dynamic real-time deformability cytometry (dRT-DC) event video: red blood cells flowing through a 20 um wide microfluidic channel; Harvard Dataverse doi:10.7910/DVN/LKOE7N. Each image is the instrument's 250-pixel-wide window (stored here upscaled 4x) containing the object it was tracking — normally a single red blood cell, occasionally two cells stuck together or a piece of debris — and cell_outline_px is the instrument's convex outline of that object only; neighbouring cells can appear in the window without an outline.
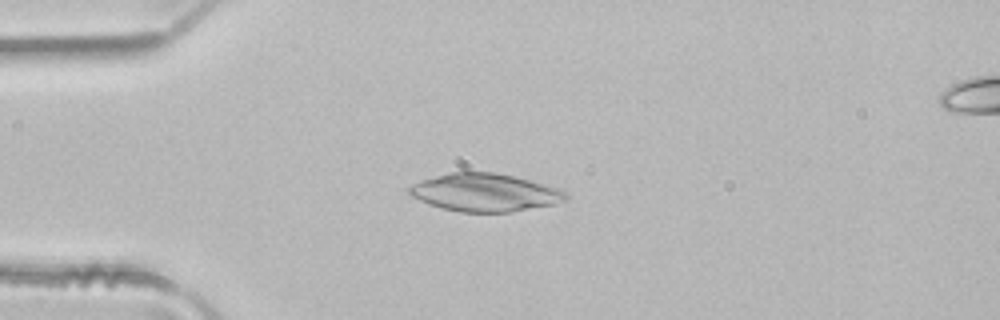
{"species": "common noctule bat (a hibernating species)", "species_latin": "Nyctalus noctula", "temperature_condition": "room temperature", "stored_images_in_passage": 3, "camera_frame_rate_fps": 3000, "um_per_image_px": 0.085, "animal": {"sex": "male", "body_mass_g": 21.5, "forearm_length_mm": 52.0}, "frame": {"image": 1, "passage_image": 2, "time_ms": 0.333, "image_size_px": [1000, 320], "cell_outline_px": [[568, 200], [556, 204], [512, 212], [460, 212], [444, 208], [420, 200], [412, 196], [408, 192], [408, 188], [412, 184], [420, 180], [448, 172], [496, 172], [516, 176], [556, 188], [564, 192], [568, 196]], "centroid_in_image_um": [41.22, 16.36], "position_along_channel_um": 43.8, "area_um2": 34.51}}